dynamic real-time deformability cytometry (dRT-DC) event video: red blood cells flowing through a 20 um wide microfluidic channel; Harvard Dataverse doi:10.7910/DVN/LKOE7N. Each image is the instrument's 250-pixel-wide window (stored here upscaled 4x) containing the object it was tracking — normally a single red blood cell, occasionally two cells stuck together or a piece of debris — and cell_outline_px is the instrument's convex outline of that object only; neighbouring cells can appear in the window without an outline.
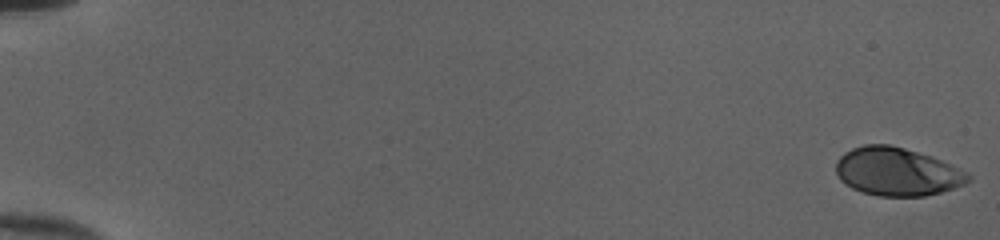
{"species": "human", "species_latin": "Homo sapiens", "temperature_condition": "cold", "stored_images_in_passage": 17, "camera_frame_rate_fps": 3000, "um_per_image_px": 0.085, "donor": {"sex": "female"}, "frame": {"image": 1, "passage_image": 1, "time_ms": 0.0, "image_size_px": [1000, 240], "cell_outline_px": [[972, 180], [964, 184], [940, 192], [924, 196], [880, 196], [864, 192], [852, 188], [844, 184], [840, 180], [836, 172], [836, 160], [844, 152], [852, 148], [864, 144], [888, 144], [904, 148], [932, 156], [968, 172], [972, 176]], "centroid_in_image_um": [76.24, 14.58], "position_along_channel_um": 8.8, "area_um2": 37.22}}
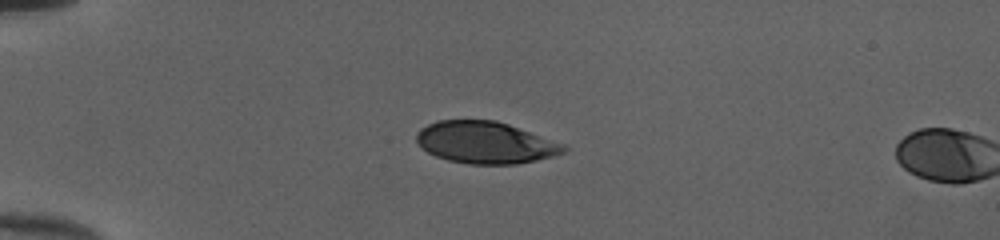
{"frame": {"image": 2, "passage_image": 15, "time_ms": 4.667, "image_size_px": [1000, 240], "cell_outline_px": [[568, 148], [564, 152], [552, 156], [536, 160], [516, 164], [468, 164], [448, 160], [436, 156], [428, 152], [416, 140], [416, 136], [420, 128], [436, 120], [496, 120], [508, 124], [564, 144]], "centroid_in_image_um": [41.25, 12.11], "position_along_channel_um": 43.8, "area_um2": 35.72}}